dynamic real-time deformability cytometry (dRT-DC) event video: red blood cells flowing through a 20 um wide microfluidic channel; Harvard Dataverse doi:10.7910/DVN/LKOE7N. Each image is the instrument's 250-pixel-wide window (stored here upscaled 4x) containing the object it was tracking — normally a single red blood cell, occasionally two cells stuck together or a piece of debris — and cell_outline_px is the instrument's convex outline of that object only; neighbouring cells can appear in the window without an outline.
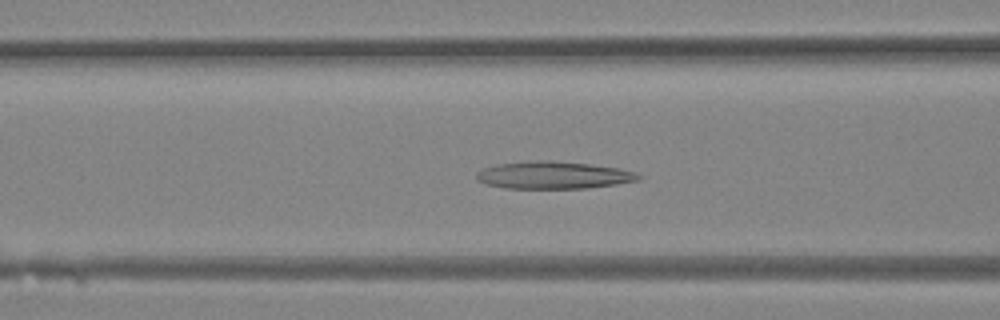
{"species": "Egyptian fruit bat (a non-hibernating species)", "species_latin": "Rousettus aegyptiacus", "temperature_condition": "room temperature", "stored_images_in_passage": 8, "camera_frame_rate_fps": 3000, "um_per_image_px": 0.085, "animal": {"sex": "female"}, "frame": {"image": 1, "passage_image": 6, "time_ms": 1.667, "image_size_px": [1000, 320], "cell_outline_px": [[644, 176], [640, 180], [616, 184], [588, 188], [504, 188], [488, 184], [476, 180], [476, 172], [480, 168], [496, 164], [536, 160], [548, 160], [588, 164], [620, 168], [636, 172]], "centroid_in_image_um": [47.04, 14.88], "position_along_channel_um": 119.6, "area_um2": 26.01}}